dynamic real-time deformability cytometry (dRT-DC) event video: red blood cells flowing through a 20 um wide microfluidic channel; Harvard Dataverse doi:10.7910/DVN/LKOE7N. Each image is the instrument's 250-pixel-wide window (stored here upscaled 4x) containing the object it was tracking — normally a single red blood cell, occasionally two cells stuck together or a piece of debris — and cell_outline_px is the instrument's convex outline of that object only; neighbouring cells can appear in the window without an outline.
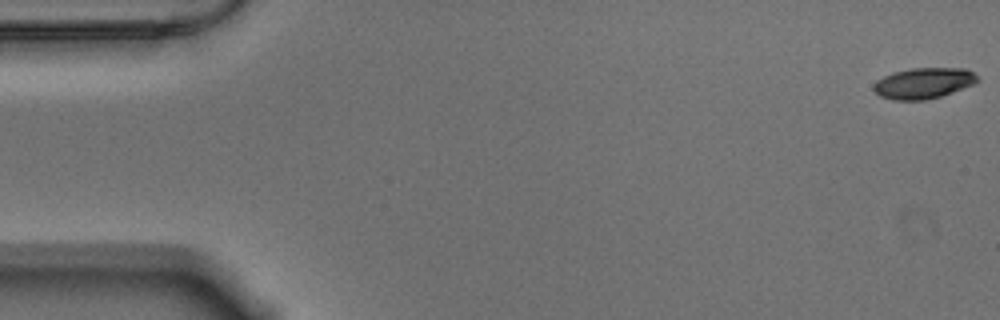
{"species": "Egyptian fruit bat (a non-hibernating species)", "species_latin": "Rousettus aegyptiacus", "temperature_condition": "warm", "stored_images_in_passage": 57, "camera_frame_rate_fps": 3000, "um_per_image_px": 0.085, "animal": {"sex": "male"}, "frame": {"image": 1, "passage_image": 1, "time_ms": 0.0, "image_size_px": [1000, 320], "cell_outline_px": [[980, 80], [976, 84], [940, 96], [924, 100], [892, 100], [880, 96], [872, 88], [872, 84], [876, 80], [892, 72], [912, 68], [964, 68], [972, 72]], "centroid_in_image_um": [78.48, 7.07], "position_along_channel_um": 6.5, "area_um2": 18.79}}
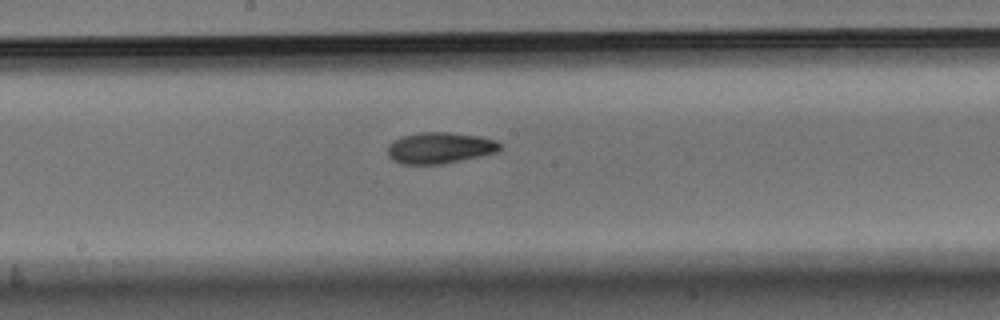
{"frame": {"image": 2, "passage_image": 30, "time_ms": 9.667, "image_size_px": [1000, 320], "cell_outline_px": [[500, 148], [496, 152], [480, 156], [440, 164], [400, 164], [392, 160], [388, 156], [388, 144], [392, 140], [400, 136], [420, 132], [452, 132], [480, 136], [496, 140], [500, 144]], "centroid_in_image_um": [37.33, 12.56], "position_along_channel_um": 210.9, "area_um2": 20.58}}
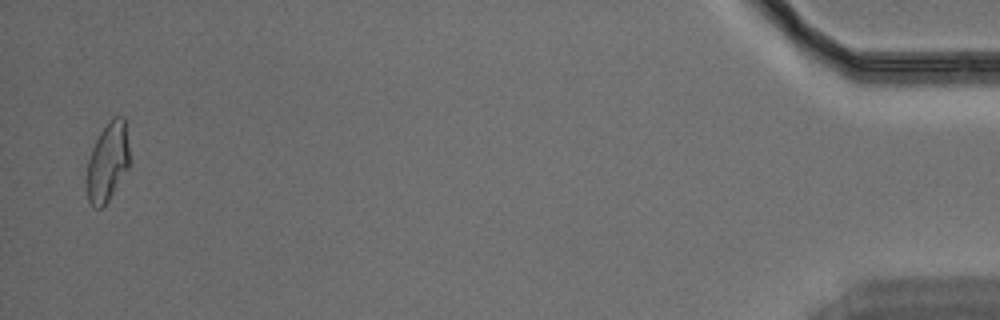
{"frame": {"image": 3, "passage_image": 56, "time_ms": 18.333, "image_size_px": [1000, 320], "cell_outline_px": [[128, 168], [108, 200], [100, 208], [92, 208], [88, 200], [84, 184], [88, 160], [92, 148], [100, 132], [108, 120], [112, 116], [124, 116], [128, 148]], "centroid_in_image_um": [9.09, 13.78], "position_along_channel_um": 426.1, "area_um2": 19.77}, "authors_computed_cell_mechanics": {"area_um2": 19.7676, "velocity_mm_per_s": 3.5357, "shape_relaxation_time_tau1_ms": 4.5942, "shape_relaxation_time_tau2_ms": 3.2304, "deformation_change_tau1": 0.169, "deformation_change_tau2": 0.0858}}